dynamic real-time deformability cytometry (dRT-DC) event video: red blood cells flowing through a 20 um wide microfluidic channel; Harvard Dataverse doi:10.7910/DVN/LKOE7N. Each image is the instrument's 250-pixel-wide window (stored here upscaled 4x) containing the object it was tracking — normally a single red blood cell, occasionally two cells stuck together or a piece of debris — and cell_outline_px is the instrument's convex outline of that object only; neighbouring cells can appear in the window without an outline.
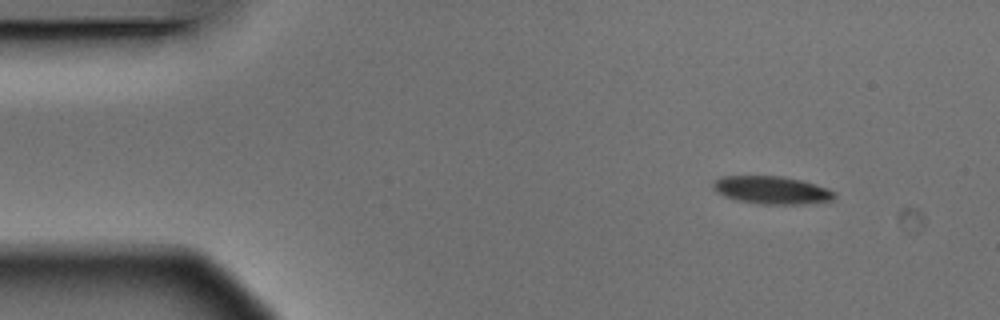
{"species": "Egyptian fruit bat (a non-hibernating species)", "species_latin": "Rousettus aegyptiacus", "temperature_condition": "warm", "stored_images_in_passage": 4, "camera_frame_rate_fps": 3000, "um_per_image_px": 0.085, "animal": {"sex": "male"}, "frame": {"image": 1, "passage_image": 1, "time_ms": 0.0, "image_size_px": [1000, 320], "cell_outline_px": [[836, 196], [832, 200], [804, 204], [764, 204], [736, 200], [724, 196], [716, 192], [712, 188], [712, 184], [720, 176], [780, 176], [800, 180], [828, 188], [836, 192]], "centroid_in_image_um": [65.59, 16.16], "position_along_channel_um": 19.4, "area_um2": 19.65}}
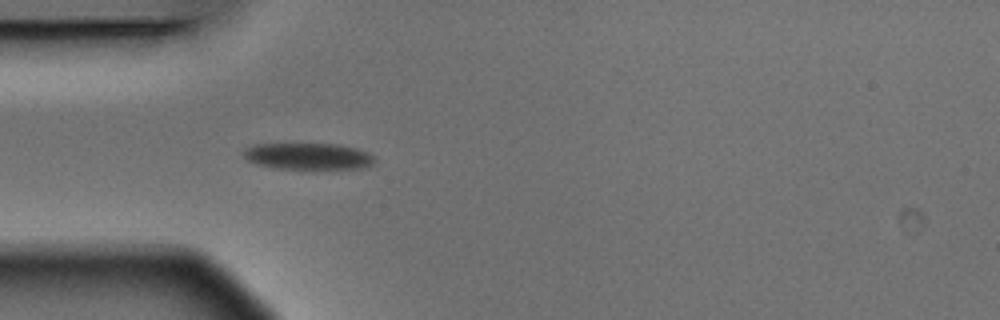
{"frame": {"image": 2, "passage_image": 4, "time_ms": 1.0, "image_size_px": [1000, 320], "cell_outline_px": [[376, 160], [372, 164], [364, 168], [276, 168], [256, 164], [248, 160], [244, 156], [244, 148], [252, 144], [336, 144], [356, 148], [368, 152]], "centroid_in_image_um": [26.18, 13.27], "position_along_channel_um": 58.8, "area_um2": 20.06}}